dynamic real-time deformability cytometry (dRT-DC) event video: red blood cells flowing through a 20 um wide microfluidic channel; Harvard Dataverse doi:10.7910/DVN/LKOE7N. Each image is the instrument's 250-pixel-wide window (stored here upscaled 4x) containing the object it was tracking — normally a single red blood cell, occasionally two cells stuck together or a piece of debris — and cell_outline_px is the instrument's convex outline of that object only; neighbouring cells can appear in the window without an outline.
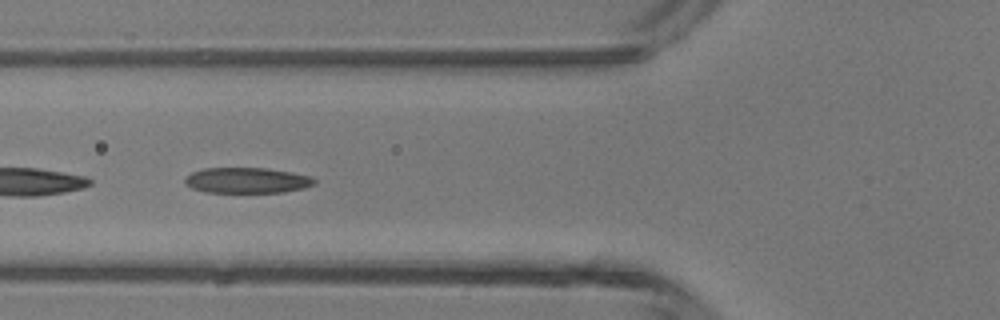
{"species": "common noctule bat (a hibernating species)", "species_latin": "Nyctalus noctula", "temperature_condition": "room temperature", "stored_images_in_passage": 17, "camera_frame_rate_fps": 3000, "um_per_image_px": 0.085, "animal": {"sex": "male", "body_mass_g": 13.3}, "frame": {"image": 1, "passage_image": 6, "time_ms": 1.667, "image_size_px": [1000, 320], "cell_outline_px": [[316, 184], [304, 188], [284, 192], [208, 192], [192, 188], [184, 184], [184, 180], [192, 172], [204, 168], [264, 168], [292, 172], [312, 176], [316, 180]], "centroid_in_image_um": [21.03, 15.33], "position_along_channel_um": 104.8, "area_um2": 19.31}}
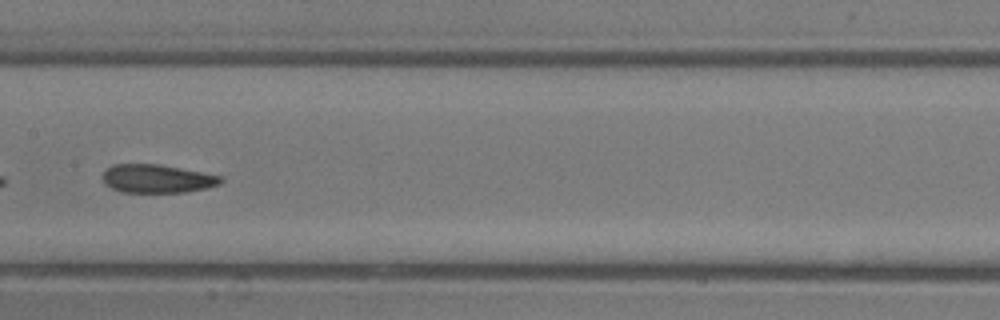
{"frame": {"image": 2, "passage_image": 12, "time_ms": 3.667, "image_size_px": [1000, 320], "cell_outline_px": [[224, 180], [220, 184], [208, 188], [184, 192], [120, 192], [104, 184], [100, 176], [112, 164], [160, 164], [220, 176]], "centroid_in_image_um": [13.31, 15.19], "position_along_channel_um": 194.1, "area_um2": 19.59}}